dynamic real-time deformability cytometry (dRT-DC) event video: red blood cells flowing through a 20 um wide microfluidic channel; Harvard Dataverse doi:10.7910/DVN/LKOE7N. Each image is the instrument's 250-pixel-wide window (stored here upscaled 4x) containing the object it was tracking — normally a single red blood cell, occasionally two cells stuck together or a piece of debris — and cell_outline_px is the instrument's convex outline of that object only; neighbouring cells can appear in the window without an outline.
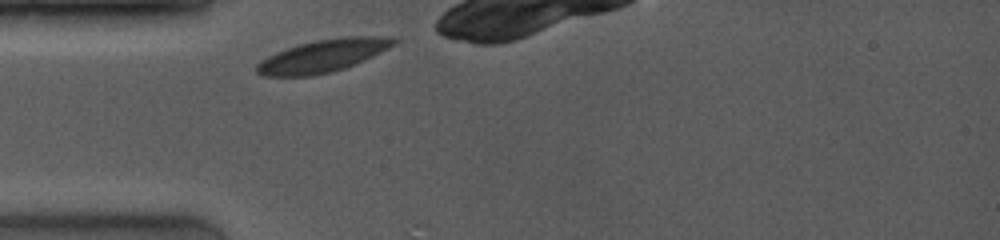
{"species": "common noctule bat (a hibernating species)", "species_latin": "Nyctalus noctula", "temperature_condition": "room temperature", "stored_images_in_passage": 6, "camera_frame_rate_fps": 4000, "um_per_image_px": 0.085, "animal": {"sex": "female", "body_mass_g": 19.0, "forearm_length_mm": 53.3}, "frame": {"image": 1, "passage_image": 1, "time_ms": 0.0, "image_size_px": [1000, 240], "cell_outline_px": [[400, 40], [396, 44], [356, 64], [332, 72], [312, 76], [264, 76], [256, 72], [256, 64], [268, 56], [276, 52], [300, 44], [316, 40], [340, 36], [392, 36]], "centroid_in_image_um": [27.49, 4.73], "position_along_channel_um": 57.5, "area_um2": 26.13}}
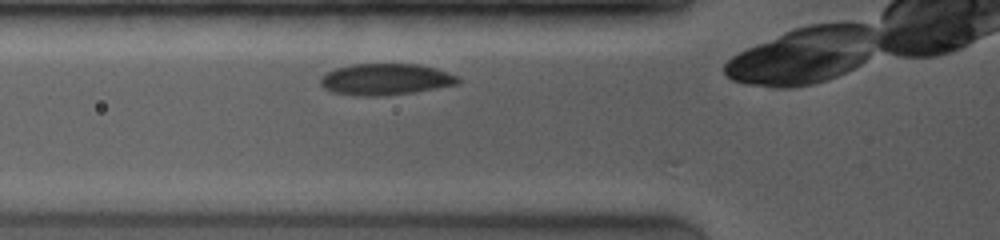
{"frame": {"image": 2, "passage_image": 4, "time_ms": 1.0, "image_size_px": [1000, 240], "cell_outline_px": [[460, 84], [416, 92], [380, 96], [356, 96], [332, 92], [324, 88], [320, 84], [320, 76], [336, 68], [352, 64], [416, 64], [436, 68], [460, 76]], "centroid_in_image_um": [32.8, 6.75], "position_along_channel_um": 93.0, "area_um2": 25.49}}